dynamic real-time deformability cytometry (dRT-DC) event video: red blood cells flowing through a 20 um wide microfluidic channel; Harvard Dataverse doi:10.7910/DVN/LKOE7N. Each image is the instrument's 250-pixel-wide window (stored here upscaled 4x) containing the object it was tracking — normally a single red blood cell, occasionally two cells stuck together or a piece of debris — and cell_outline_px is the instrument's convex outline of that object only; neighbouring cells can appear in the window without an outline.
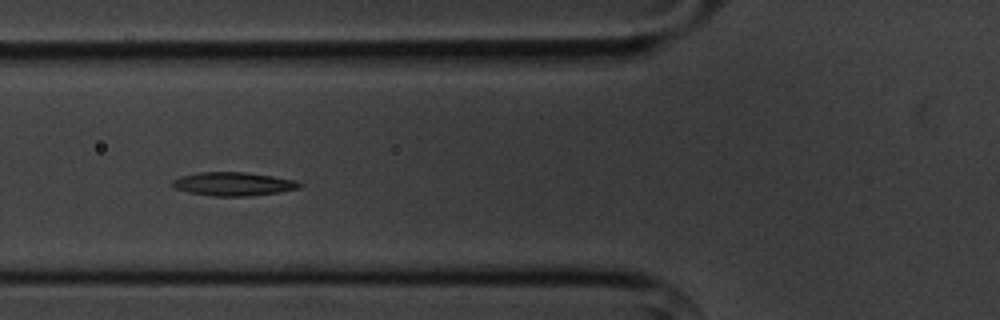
{"species": "common noctule bat (a hibernating species)", "species_latin": "Nyctalus noctula", "temperature_condition": "cold", "stored_images_in_passage": 7, "camera_frame_rate_fps": 3000, "um_per_image_px": 0.085, "animal": {"sex": "male", "body_mass_g": 20.1, "forearm_length_mm": 53.5}, "frame": {"image": 1, "passage_image": 6, "time_ms": 6.0, "image_size_px": [1000, 320], "cell_outline_px": [[304, 184], [300, 188], [280, 192], [248, 196], [212, 196], [188, 192], [176, 188], [168, 184], [172, 180], [180, 176], [200, 172], [244, 172], [272, 176], [296, 180]], "centroid_in_image_um": [19.83, 15.63], "position_along_channel_um": 106.0, "area_um2": 17.57}}
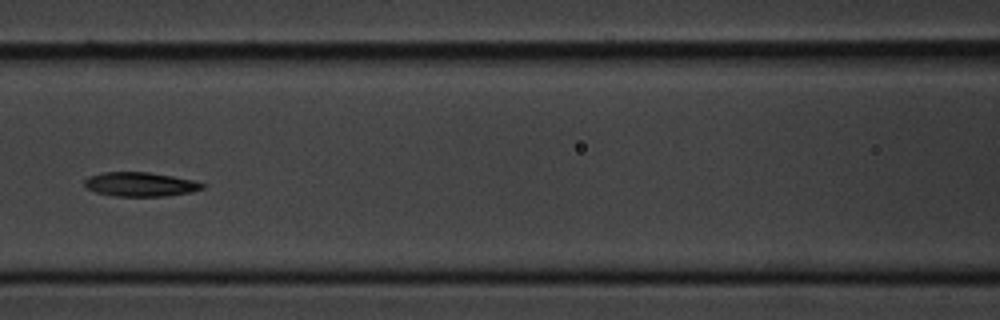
{"frame": {"image": 2, "passage_image": 7, "time_ms": 7.333, "image_size_px": [1000, 320], "cell_outline_px": [[204, 188], [192, 192], [164, 196], [112, 196], [96, 192], [84, 188], [84, 180], [88, 176], [104, 172], [148, 172], [172, 176], [192, 180], [204, 184]], "centroid_in_image_um": [11.87, 15.67], "position_along_channel_um": 154.7, "area_um2": 16.65}}